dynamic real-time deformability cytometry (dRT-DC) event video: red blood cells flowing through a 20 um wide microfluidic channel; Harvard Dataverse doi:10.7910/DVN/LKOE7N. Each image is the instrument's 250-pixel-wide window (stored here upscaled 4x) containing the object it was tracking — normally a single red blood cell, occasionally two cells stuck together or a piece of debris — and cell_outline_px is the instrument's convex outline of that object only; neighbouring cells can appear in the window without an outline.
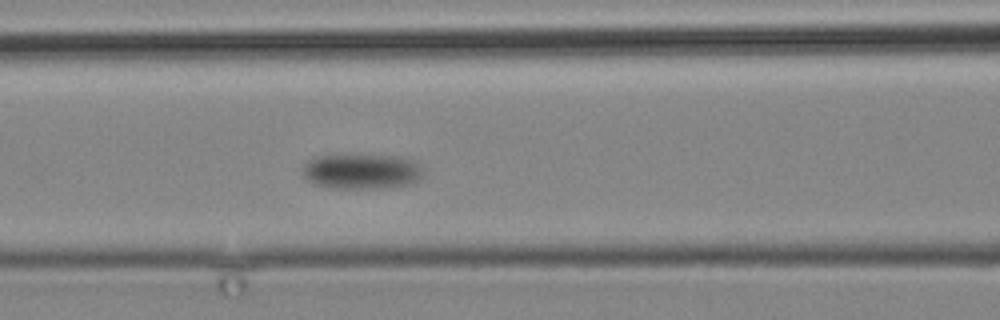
{"species": "common noctule bat (a hibernating species)", "species_latin": "Nyctalus noctula", "temperature_condition": "cold", "stored_images_in_passage": 4, "camera_frame_rate_fps": 3000, "um_per_image_px": 0.085, "animal": {"sex": "male", "body_mass_g": 19.2, "forearm_length_mm": 51.8}, "frame": {"image": 1, "passage_image": 4, "time_ms": 4.333, "image_size_px": [1000, 320], "cell_outline_px": [[420, 180], [408, 184], [380, 188], [332, 188], [316, 184], [308, 180], [300, 172], [304, 164], [308, 160], [316, 156], [400, 156], [416, 160], [420, 168]], "centroid_in_image_um": [30.71, 14.57], "position_along_channel_um": 135.9, "area_um2": 24.45}}